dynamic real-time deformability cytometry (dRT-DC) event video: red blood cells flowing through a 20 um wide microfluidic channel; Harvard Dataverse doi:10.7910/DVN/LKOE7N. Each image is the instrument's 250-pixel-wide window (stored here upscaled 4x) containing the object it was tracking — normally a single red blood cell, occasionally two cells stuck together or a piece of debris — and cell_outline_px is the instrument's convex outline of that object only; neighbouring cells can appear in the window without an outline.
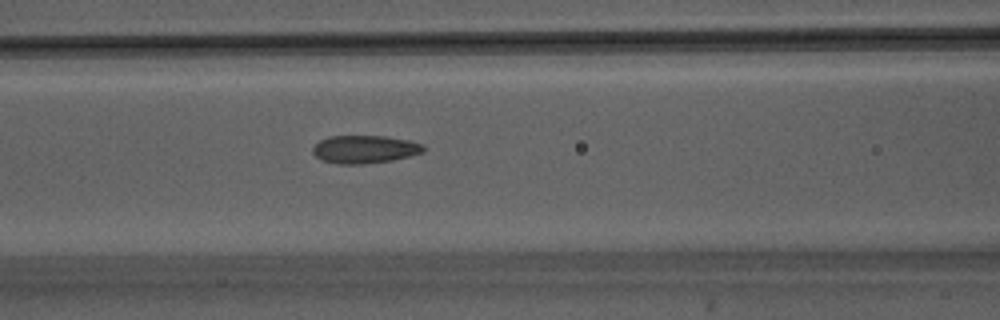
{"species": "Egyptian fruit bat (a non-hibernating species)", "species_latin": "Rousettus aegyptiacus", "temperature_condition": "warm", "stored_images_in_passage": 26, "camera_frame_rate_fps": 3000, "um_per_image_px": 0.085, "animal": {"sex": "male"}, "frame": {"image": 1, "passage_image": 5, "time_ms": 1.333, "image_size_px": [1000, 320], "cell_outline_px": [[424, 152], [392, 160], [364, 164], [340, 164], [324, 160], [316, 156], [312, 152], [312, 148], [320, 140], [328, 136], [384, 136], [408, 140], [420, 144], [424, 148]], "centroid_in_image_um": [30.97, 12.68], "position_along_channel_um": 135.6, "area_um2": 17.8}}